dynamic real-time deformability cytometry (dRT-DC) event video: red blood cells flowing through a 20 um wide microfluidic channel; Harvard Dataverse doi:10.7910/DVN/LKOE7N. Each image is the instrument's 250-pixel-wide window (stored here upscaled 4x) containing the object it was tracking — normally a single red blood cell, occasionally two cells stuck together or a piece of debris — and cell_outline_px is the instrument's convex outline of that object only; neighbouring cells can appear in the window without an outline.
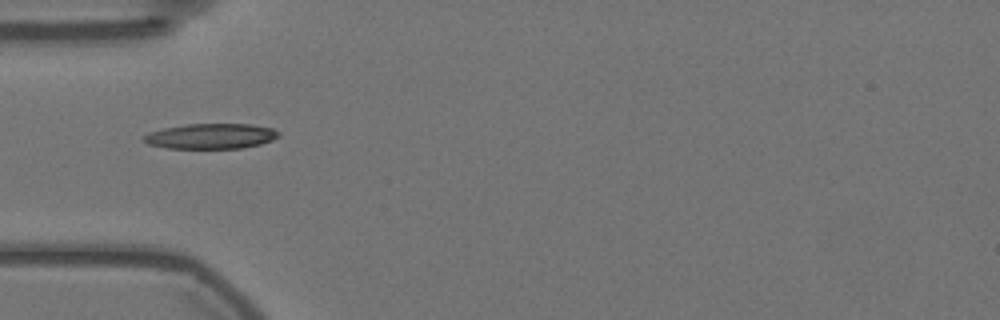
{"species": "Egyptian fruit bat (a non-hibernating species)", "species_latin": "Rousettus aegyptiacus", "temperature_condition": "warm", "stored_images_in_passage": 40, "camera_frame_rate_fps": 3000, "um_per_image_px": 0.085, "animal": {"sex": "female"}, "frame": {"image": 1, "passage_image": 1, "time_ms": 0.0, "image_size_px": [1000, 320], "cell_outline_px": [[280, 136], [272, 140], [260, 144], [244, 148], [168, 148], [148, 144], [144, 140], [144, 136], [148, 132], [164, 128], [188, 124], [252, 124], [272, 128], [280, 132]], "centroid_in_image_um": [17.97, 11.57], "position_along_channel_um": 67.0, "area_um2": 19.83}}
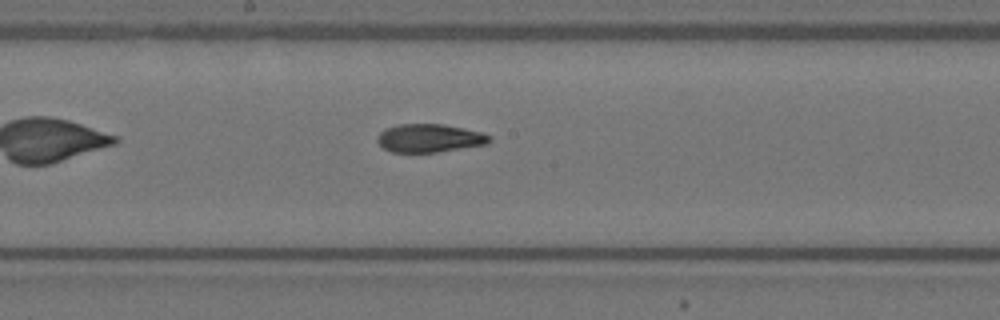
{"frame": {"image": 2, "passage_image": 13, "time_ms": 4.0, "image_size_px": [1000, 320], "cell_outline_px": [[492, 140], [488, 144], [436, 152], [392, 152], [384, 148], [376, 140], [376, 136], [384, 128], [396, 124], [444, 124], [484, 132], [492, 136]], "centroid_in_image_um": [36.52, 11.73], "position_along_channel_um": 211.7, "area_um2": 18.73}}
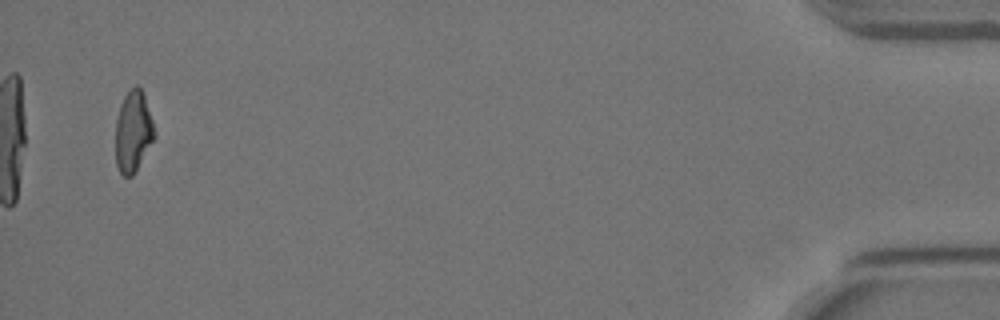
{"frame": {"image": 3, "passage_image": 38, "time_ms": 12.333, "image_size_px": [1000, 320], "cell_outline_px": [[156, 136], [132, 176], [124, 176], [120, 172], [116, 164], [116, 120], [120, 104], [124, 96], [136, 84], [144, 92], [156, 132]], "centroid_in_image_um": [11.33, 11.15], "position_along_channel_um": 423.9, "area_um2": 18.38}, "authors_computed_cell_mechanics": {"area_um2": 18.9006, "velocity_mm_per_s": 3.5883, "shape_relaxation_time_tau1_ms": 9.8881, "shape_relaxation_time_tau2_ms": 1.694, "deformation_change_tau1": 0.2656, "deformation_change_tau2": 0.0855}}